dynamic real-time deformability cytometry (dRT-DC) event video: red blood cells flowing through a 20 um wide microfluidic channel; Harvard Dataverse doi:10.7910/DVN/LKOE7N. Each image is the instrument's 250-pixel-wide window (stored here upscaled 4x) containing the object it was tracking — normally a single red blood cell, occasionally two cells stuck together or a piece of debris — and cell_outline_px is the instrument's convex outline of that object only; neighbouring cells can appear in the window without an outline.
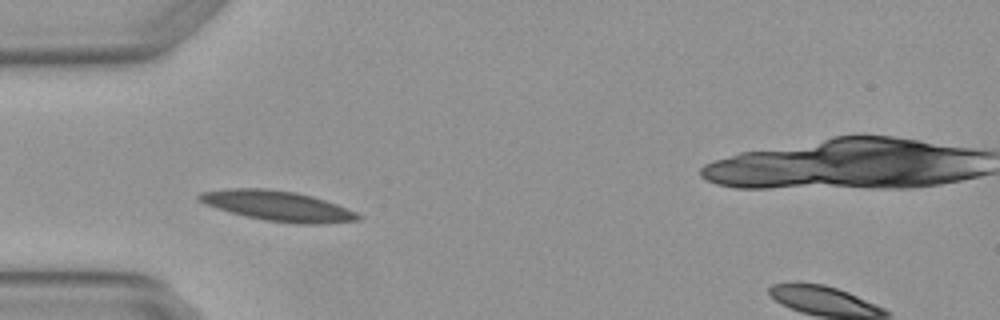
{"species": "Egyptian fruit bat (a non-hibernating species)", "species_latin": "Rousettus aegyptiacus", "temperature_condition": "warm", "stored_images_in_passage": 4, "camera_frame_rate_fps": 3000, "um_per_image_px": 0.085, "animal": {"sex": "female"}, "frame": {"image": 1, "passage_image": 2, "time_ms": 0.333, "image_size_px": [1000, 320], "cell_outline_px": [[364, 216], [360, 220], [324, 224], [296, 224], [264, 220], [244, 216], [216, 208], [204, 204], [196, 200], [196, 196], [200, 192], [228, 188], [264, 188], [296, 192], [312, 196], [336, 204], [356, 212]], "centroid_in_image_um": [23.59, 17.51], "position_along_channel_um": 61.4, "area_um2": 28.21}}
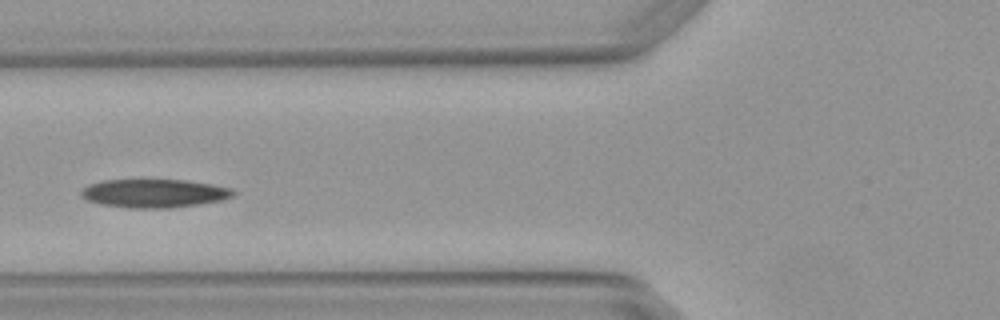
{"frame": {"image": 2, "passage_image": 3, "time_ms": 0.667, "image_size_px": [1000, 320], "cell_outline_px": [[236, 192], [232, 196], [224, 200], [200, 204], [172, 208], [128, 208], [100, 204], [88, 200], [80, 196], [80, 192], [88, 184], [100, 180], [184, 180], [212, 184], [232, 188]], "centroid_in_image_um": [13.11, 16.43], "position_along_channel_um": 112.7, "area_um2": 25.43}}